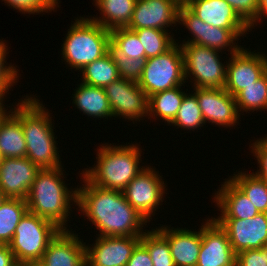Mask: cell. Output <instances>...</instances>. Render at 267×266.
<instances>
[{
	"label": "cell",
	"instance_id": "cell-1",
	"mask_svg": "<svg viewBox=\"0 0 267 266\" xmlns=\"http://www.w3.org/2000/svg\"><path fill=\"white\" fill-rule=\"evenodd\" d=\"M83 186H77L79 210L99 230L98 236H136L145 232L147 221L128 203L121 191L103 189L91 184L83 175Z\"/></svg>",
	"mask_w": 267,
	"mask_h": 266
},
{
	"label": "cell",
	"instance_id": "cell-2",
	"mask_svg": "<svg viewBox=\"0 0 267 266\" xmlns=\"http://www.w3.org/2000/svg\"><path fill=\"white\" fill-rule=\"evenodd\" d=\"M33 97L26 95V98L19 100L17 107L11 109L24 131L26 157L40 169L59 168L62 161L56 146L58 143L53 130V117H50L43 103Z\"/></svg>",
	"mask_w": 267,
	"mask_h": 266
},
{
	"label": "cell",
	"instance_id": "cell-3",
	"mask_svg": "<svg viewBox=\"0 0 267 266\" xmlns=\"http://www.w3.org/2000/svg\"><path fill=\"white\" fill-rule=\"evenodd\" d=\"M62 167L41 169L25 200L29 212L52 221L62 230H68L66 222L72 211L71 205L73 202L76 205L77 190L67 188Z\"/></svg>",
	"mask_w": 267,
	"mask_h": 266
},
{
	"label": "cell",
	"instance_id": "cell-4",
	"mask_svg": "<svg viewBox=\"0 0 267 266\" xmlns=\"http://www.w3.org/2000/svg\"><path fill=\"white\" fill-rule=\"evenodd\" d=\"M105 144L96 149L98 150L95 161L97 164L86 170L84 168L80 174L93 185L122 192L146 168L140 166L141 149L136 146L138 144L133 143L119 146Z\"/></svg>",
	"mask_w": 267,
	"mask_h": 266
},
{
	"label": "cell",
	"instance_id": "cell-5",
	"mask_svg": "<svg viewBox=\"0 0 267 266\" xmlns=\"http://www.w3.org/2000/svg\"><path fill=\"white\" fill-rule=\"evenodd\" d=\"M110 30L93 22L90 17L76 18L62 44V57L69 67L82 70L108 52Z\"/></svg>",
	"mask_w": 267,
	"mask_h": 266
},
{
	"label": "cell",
	"instance_id": "cell-6",
	"mask_svg": "<svg viewBox=\"0 0 267 266\" xmlns=\"http://www.w3.org/2000/svg\"><path fill=\"white\" fill-rule=\"evenodd\" d=\"M61 230L52 221L27 211L8 244L17 264L39 262L49 243Z\"/></svg>",
	"mask_w": 267,
	"mask_h": 266
},
{
	"label": "cell",
	"instance_id": "cell-7",
	"mask_svg": "<svg viewBox=\"0 0 267 266\" xmlns=\"http://www.w3.org/2000/svg\"><path fill=\"white\" fill-rule=\"evenodd\" d=\"M178 44L175 43L166 52L146 60L142 76L137 83L147 97L184 86L186 83L183 53Z\"/></svg>",
	"mask_w": 267,
	"mask_h": 266
},
{
	"label": "cell",
	"instance_id": "cell-8",
	"mask_svg": "<svg viewBox=\"0 0 267 266\" xmlns=\"http://www.w3.org/2000/svg\"><path fill=\"white\" fill-rule=\"evenodd\" d=\"M183 53L185 80L193 77L194 88H224L227 61H220L218 50L198 44H179ZM192 75V76H191Z\"/></svg>",
	"mask_w": 267,
	"mask_h": 266
},
{
	"label": "cell",
	"instance_id": "cell-9",
	"mask_svg": "<svg viewBox=\"0 0 267 266\" xmlns=\"http://www.w3.org/2000/svg\"><path fill=\"white\" fill-rule=\"evenodd\" d=\"M178 24H182L193 35L190 40L182 44H198L222 53L227 47L230 54L237 52L242 46L237 45L235 41L241 36L248 34L250 29H223L211 26L197 16H195L184 4H181L178 11ZM236 44V45H235Z\"/></svg>",
	"mask_w": 267,
	"mask_h": 266
},
{
	"label": "cell",
	"instance_id": "cell-10",
	"mask_svg": "<svg viewBox=\"0 0 267 266\" xmlns=\"http://www.w3.org/2000/svg\"><path fill=\"white\" fill-rule=\"evenodd\" d=\"M166 184L159 171L146 166L122 191L128 203L147 221L150 222L158 205L164 200ZM152 215V216H151Z\"/></svg>",
	"mask_w": 267,
	"mask_h": 266
},
{
	"label": "cell",
	"instance_id": "cell-11",
	"mask_svg": "<svg viewBox=\"0 0 267 266\" xmlns=\"http://www.w3.org/2000/svg\"><path fill=\"white\" fill-rule=\"evenodd\" d=\"M104 89L113 117L123 116L134 124L148 116V97L137 82L119 78Z\"/></svg>",
	"mask_w": 267,
	"mask_h": 266
},
{
	"label": "cell",
	"instance_id": "cell-12",
	"mask_svg": "<svg viewBox=\"0 0 267 266\" xmlns=\"http://www.w3.org/2000/svg\"><path fill=\"white\" fill-rule=\"evenodd\" d=\"M248 48L241 47L237 52L230 55L227 62L226 82L224 89L233 97L249 86L254 84L267 72V55L254 53Z\"/></svg>",
	"mask_w": 267,
	"mask_h": 266
},
{
	"label": "cell",
	"instance_id": "cell-13",
	"mask_svg": "<svg viewBox=\"0 0 267 266\" xmlns=\"http://www.w3.org/2000/svg\"><path fill=\"white\" fill-rule=\"evenodd\" d=\"M226 232L235 254L267 247V213L250 219H214Z\"/></svg>",
	"mask_w": 267,
	"mask_h": 266
},
{
	"label": "cell",
	"instance_id": "cell-14",
	"mask_svg": "<svg viewBox=\"0 0 267 266\" xmlns=\"http://www.w3.org/2000/svg\"><path fill=\"white\" fill-rule=\"evenodd\" d=\"M95 244L85 245L86 266H126L140 243L136 236H98Z\"/></svg>",
	"mask_w": 267,
	"mask_h": 266
},
{
	"label": "cell",
	"instance_id": "cell-15",
	"mask_svg": "<svg viewBox=\"0 0 267 266\" xmlns=\"http://www.w3.org/2000/svg\"><path fill=\"white\" fill-rule=\"evenodd\" d=\"M204 122L230 128L239 124L235 98L224 88H194ZM238 120V121H237Z\"/></svg>",
	"mask_w": 267,
	"mask_h": 266
},
{
	"label": "cell",
	"instance_id": "cell-16",
	"mask_svg": "<svg viewBox=\"0 0 267 266\" xmlns=\"http://www.w3.org/2000/svg\"><path fill=\"white\" fill-rule=\"evenodd\" d=\"M180 3L177 0H137L128 26L129 30L153 28L169 31L178 23Z\"/></svg>",
	"mask_w": 267,
	"mask_h": 266
},
{
	"label": "cell",
	"instance_id": "cell-17",
	"mask_svg": "<svg viewBox=\"0 0 267 266\" xmlns=\"http://www.w3.org/2000/svg\"><path fill=\"white\" fill-rule=\"evenodd\" d=\"M203 224L196 266H236V254L226 232L212 217Z\"/></svg>",
	"mask_w": 267,
	"mask_h": 266
},
{
	"label": "cell",
	"instance_id": "cell-18",
	"mask_svg": "<svg viewBox=\"0 0 267 266\" xmlns=\"http://www.w3.org/2000/svg\"><path fill=\"white\" fill-rule=\"evenodd\" d=\"M40 170L27 157L3 158L0 164V189L6 198L26 199Z\"/></svg>",
	"mask_w": 267,
	"mask_h": 266
},
{
	"label": "cell",
	"instance_id": "cell-19",
	"mask_svg": "<svg viewBox=\"0 0 267 266\" xmlns=\"http://www.w3.org/2000/svg\"><path fill=\"white\" fill-rule=\"evenodd\" d=\"M78 234L61 230L49 243L39 263L41 266H86L85 245Z\"/></svg>",
	"mask_w": 267,
	"mask_h": 266
},
{
	"label": "cell",
	"instance_id": "cell-20",
	"mask_svg": "<svg viewBox=\"0 0 267 266\" xmlns=\"http://www.w3.org/2000/svg\"><path fill=\"white\" fill-rule=\"evenodd\" d=\"M171 228V229H170ZM200 230L159 226L156 230L168 241L175 266H196L202 243Z\"/></svg>",
	"mask_w": 267,
	"mask_h": 266
},
{
	"label": "cell",
	"instance_id": "cell-21",
	"mask_svg": "<svg viewBox=\"0 0 267 266\" xmlns=\"http://www.w3.org/2000/svg\"><path fill=\"white\" fill-rule=\"evenodd\" d=\"M184 5L211 26L223 29H251L225 0H188Z\"/></svg>",
	"mask_w": 267,
	"mask_h": 266
},
{
	"label": "cell",
	"instance_id": "cell-22",
	"mask_svg": "<svg viewBox=\"0 0 267 266\" xmlns=\"http://www.w3.org/2000/svg\"><path fill=\"white\" fill-rule=\"evenodd\" d=\"M213 201L221 210V215L213 219H250L258 210L240 188L229 178L215 193Z\"/></svg>",
	"mask_w": 267,
	"mask_h": 266
},
{
	"label": "cell",
	"instance_id": "cell-23",
	"mask_svg": "<svg viewBox=\"0 0 267 266\" xmlns=\"http://www.w3.org/2000/svg\"><path fill=\"white\" fill-rule=\"evenodd\" d=\"M72 104L84 115L94 118H112V110L104 88L80 83L76 87Z\"/></svg>",
	"mask_w": 267,
	"mask_h": 266
},
{
	"label": "cell",
	"instance_id": "cell-24",
	"mask_svg": "<svg viewBox=\"0 0 267 266\" xmlns=\"http://www.w3.org/2000/svg\"><path fill=\"white\" fill-rule=\"evenodd\" d=\"M101 17H91L93 22L112 30L126 28L131 21L137 0H93Z\"/></svg>",
	"mask_w": 267,
	"mask_h": 266
},
{
	"label": "cell",
	"instance_id": "cell-25",
	"mask_svg": "<svg viewBox=\"0 0 267 266\" xmlns=\"http://www.w3.org/2000/svg\"><path fill=\"white\" fill-rule=\"evenodd\" d=\"M26 141L20 120L10 112L0 124V152L3 158L26 157Z\"/></svg>",
	"mask_w": 267,
	"mask_h": 266
},
{
	"label": "cell",
	"instance_id": "cell-26",
	"mask_svg": "<svg viewBox=\"0 0 267 266\" xmlns=\"http://www.w3.org/2000/svg\"><path fill=\"white\" fill-rule=\"evenodd\" d=\"M181 86L173 89L160 91L148 97V116L151 118L160 117L169 125L177 115L184 96ZM155 116V117H154Z\"/></svg>",
	"mask_w": 267,
	"mask_h": 266
},
{
	"label": "cell",
	"instance_id": "cell-27",
	"mask_svg": "<svg viewBox=\"0 0 267 266\" xmlns=\"http://www.w3.org/2000/svg\"><path fill=\"white\" fill-rule=\"evenodd\" d=\"M28 211L25 199L6 198L0 205V244L8 245L21 218Z\"/></svg>",
	"mask_w": 267,
	"mask_h": 266
},
{
	"label": "cell",
	"instance_id": "cell-28",
	"mask_svg": "<svg viewBox=\"0 0 267 266\" xmlns=\"http://www.w3.org/2000/svg\"><path fill=\"white\" fill-rule=\"evenodd\" d=\"M82 83L105 88L120 78L118 68L107 52L101 58L86 65L82 70Z\"/></svg>",
	"mask_w": 267,
	"mask_h": 266
},
{
	"label": "cell",
	"instance_id": "cell-29",
	"mask_svg": "<svg viewBox=\"0 0 267 266\" xmlns=\"http://www.w3.org/2000/svg\"><path fill=\"white\" fill-rule=\"evenodd\" d=\"M240 172V173H239ZM253 203L259 213H267V183L255 173L238 171L229 177Z\"/></svg>",
	"mask_w": 267,
	"mask_h": 266
},
{
	"label": "cell",
	"instance_id": "cell-30",
	"mask_svg": "<svg viewBox=\"0 0 267 266\" xmlns=\"http://www.w3.org/2000/svg\"><path fill=\"white\" fill-rule=\"evenodd\" d=\"M239 112H254L267 109V72L254 84L246 86L235 96Z\"/></svg>",
	"mask_w": 267,
	"mask_h": 266
},
{
	"label": "cell",
	"instance_id": "cell-31",
	"mask_svg": "<svg viewBox=\"0 0 267 266\" xmlns=\"http://www.w3.org/2000/svg\"><path fill=\"white\" fill-rule=\"evenodd\" d=\"M145 49V58L156 57L169 50L175 43V39L169 31L142 28L132 30ZM169 32V33H168Z\"/></svg>",
	"mask_w": 267,
	"mask_h": 266
},
{
	"label": "cell",
	"instance_id": "cell-32",
	"mask_svg": "<svg viewBox=\"0 0 267 266\" xmlns=\"http://www.w3.org/2000/svg\"><path fill=\"white\" fill-rule=\"evenodd\" d=\"M140 243L148 250L153 266H175L168 241L156 230H145Z\"/></svg>",
	"mask_w": 267,
	"mask_h": 266
},
{
	"label": "cell",
	"instance_id": "cell-33",
	"mask_svg": "<svg viewBox=\"0 0 267 266\" xmlns=\"http://www.w3.org/2000/svg\"><path fill=\"white\" fill-rule=\"evenodd\" d=\"M108 53L118 68L120 78L138 82L146 64V58H129L111 40L108 42Z\"/></svg>",
	"mask_w": 267,
	"mask_h": 266
},
{
	"label": "cell",
	"instance_id": "cell-34",
	"mask_svg": "<svg viewBox=\"0 0 267 266\" xmlns=\"http://www.w3.org/2000/svg\"><path fill=\"white\" fill-rule=\"evenodd\" d=\"M203 124L206 125L196 95L194 93L186 94L177 115L169 125L194 131L199 127H203Z\"/></svg>",
	"mask_w": 267,
	"mask_h": 266
},
{
	"label": "cell",
	"instance_id": "cell-35",
	"mask_svg": "<svg viewBox=\"0 0 267 266\" xmlns=\"http://www.w3.org/2000/svg\"><path fill=\"white\" fill-rule=\"evenodd\" d=\"M110 40L129 58H145V49L138 36L127 28L110 30Z\"/></svg>",
	"mask_w": 267,
	"mask_h": 266
},
{
	"label": "cell",
	"instance_id": "cell-36",
	"mask_svg": "<svg viewBox=\"0 0 267 266\" xmlns=\"http://www.w3.org/2000/svg\"><path fill=\"white\" fill-rule=\"evenodd\" d=\"M5 43V40L0 39V98H4L8 94L9 89L14 86L13 84L18 82L17 79L19 80V70L14 65H11V63L9 66L8 63L6 64V56L9 52H7L8 47Z\"/></svg>",
	"mask_w": 267,
	"mask_h": 266
},
{
	"label": "cell",
	"instance_id": "cell-37",
	"mask_svg": "<svg viewBox=\"0 0 267 266\" xmlns=\"http://www.w3.org/2000/svg\"><path fill=\"white\" fill-rule=\"evenodd\" d=\"M6 5L24 14L48 13L59 7V0H2Z\"/></svg>",
	"mask_w": 267,
	"mask_h": 266
},
{
	"label": "cell",
	"instance_id": "cell-38",
	"mask_svg": "<svg viewBox=\"0 0 267 266\" xmlns=\"http://www.w3.org/2000/svg\"><path fill=\"white\" fill-rule=\"evenodd\" d=\"M250 25L258 16L259 0H225Z\"/></svg>",
	"mask_w": 267,
	"mask_h": 266
},
{
	"label": "cell",
	"instance_id": "cell-39",
	"mask_svg": "<svg viewBox=\"0 0 267 266\" xmlns=\"http://www.w3.org/2000/svg\"><path fill=\"white\" fill-rule=\"evenodd\" d=\"M236 266H267V247L236 254Z\"/></svg>",
	"mask_w": 267,
	"mask_h": 266
},
{
	"label": "cell",
	"instance_id": "cell-40",
	"mask_svg": "<svg viewBox=\"0 0 267 266\" xmlns=\"http://www.w3.org/2000/svg\"><path fill=\"white\" fill-rule=\"evenodd\" d=\"M267 135L265 138L257 139L250 145L251 153L256 157L259 171L255 172L263 181L267 183Z\"/></svg>",
	"mask_w": 267,
	"mask_h": 266
},
{
	"label": "cell",
	"instance_id": "cell-41",
	"mask_svg": "<svg viewBox=\"0 0 267 266\" xmlns=\"http://www.w3.org/2000/svg\"><path fill=\"white\" fill-rule=\"evenodd\" d=\"M126 266H153L148 250L141 243L133 250Z\"/></svg>",
	"mask_w": 267,
	"mask_h": 266
},
{
	"label": "cell",
	"instance_id": "cell-42",
	"mask_svg": "<svg viewBox=\"0 0 267 266\" xmlns=\"http://www.w3.org/2000/svg\"><path fill=\"white\" fill-rule=\"evenodd\" d=\"M0 266H18L9 245L0 244Z\"/></svg>",
	"mask_w": 267,
	"mask_h": 266
},
{
	"label": "cell",
	"instance_id": "cell-43",
	"mask_svg": "<svg viewBox=\"0 0 267 266\" xmlns=\"http://www.w3.org/2000/svg\"><path fill=\"white\" fill-rule=\"evenodd\" d=\"M265 13V14H264ZM267 16V0H259V7H258V16L257 18L249 25L251 30L252 28L257 26L258 22H261L262 18ZM255 24V25H254Z\"/></svg>",
	"mask_w": 267,
	"mask_h": 266
},
{
	"label": "cell",
	"instance_id": "cell-44",
	"mask_svg": "<svg viewBox=\"0 0 267 266\" xmlns=\"http://www.w3.org/2000/svg\"><path fill=\"white\" fill-rule=\"evenodd\" d=\"M5 98H0V124L2 123V121L4 120V118L11 112V109L10 111H7L8 109H6L4 106L3 102Z\"/></svg>",
	"mask_w": 267,
	"mask_h": 266
},
{
	"label": "cell",
	"instance_id": "cell-45",
	"mask_svg": "<svg viewBox=\"0 0 267 266\" xmlns=\"http://www.w3.org/2000/svg\"><path fill=\"white\" fill-rule=\"evenodd\" d=\"M18 266H41L39 262H33V263H22Z\"/></svg>",
	"mask_w": 267,
	"mask_h": 266
},
{
	"label": "cell",
	"instance_id": "cell-46",
	"mask_svg": "<svg viewBox=\"0 0 267 266\" xmlns=\"http://www.w3.org/2000/svg\"><path fill=\"white\" fill-rule=\"evenodd\" d=\"M6 199L5 195L3 194L2 190L0 189V205Z\"/></svg>",
	"mask_w": 267,
	"mask_h": 266
},
{
	"label": "cell",
	"instance_id": "cell-47",
	"mask_svg": "<svg viewBox=\"0 0 267 266\" xmlns=\"http://www.w3.org/2000/svg\"><path fill=\"white\" fill-rule=\"evenodd\" d=\"M180 4H185L188 0H177Z\"/></svg>",
	"mask_w": 267,
	"mask_h": 266
},
{
	"label": "cell",
	"instance_id": "cell-48",
	"mask_svg": "<svg viewBox=\"0 0 267 266\" xmlns=\"http://www.w3.org/2000/svg\"><path fill=\"white\" fill-rule=\"evenodd\" d=\"M2 160H3V156H2V154L0 152V164H1Z\"/></svg>",
	"mask_w": 267,
	"mask_h": 266
}]
</instances>
